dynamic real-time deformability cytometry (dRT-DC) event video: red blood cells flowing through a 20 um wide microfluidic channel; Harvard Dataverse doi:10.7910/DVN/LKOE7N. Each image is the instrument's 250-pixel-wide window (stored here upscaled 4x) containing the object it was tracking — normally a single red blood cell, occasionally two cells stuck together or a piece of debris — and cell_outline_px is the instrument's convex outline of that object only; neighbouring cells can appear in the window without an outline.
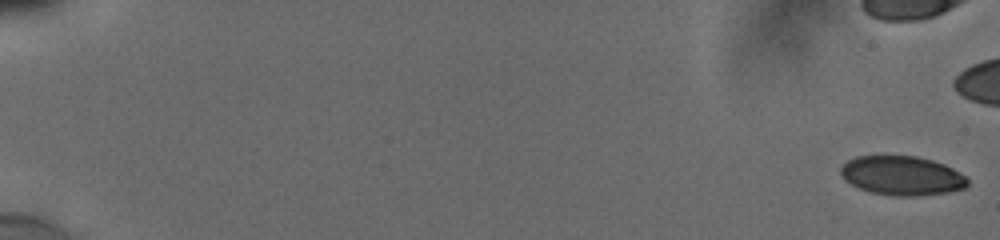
{"species": "human", "species_latin": "Homo sapiens", "temperature_condition": "cold", "stored_images_in_passage": 51, "camera_frame_rate_fps": 3000, "um_per_image_px": 0.085, "donor": {"sex": "male"}, "frame": {"image": 1, "passage_image": 1, "time_ms": 0.0, "image_size_px": [1000, 240], "cell_outline_px": [[968, 184], [964, 188], [948, 192], [912, 196], [896, 196], [872, 192], [860, 188], [844, 180], [840, 172], [840, 168], [848, 160], [856, 156], [916, 156], [932, 160], [944, 164], [960, 172], [968, 180]], "centroid_in_image_um": [76.66, 14.92], "position_along_channel_um": 8.3, "area_um2": 28.78}}